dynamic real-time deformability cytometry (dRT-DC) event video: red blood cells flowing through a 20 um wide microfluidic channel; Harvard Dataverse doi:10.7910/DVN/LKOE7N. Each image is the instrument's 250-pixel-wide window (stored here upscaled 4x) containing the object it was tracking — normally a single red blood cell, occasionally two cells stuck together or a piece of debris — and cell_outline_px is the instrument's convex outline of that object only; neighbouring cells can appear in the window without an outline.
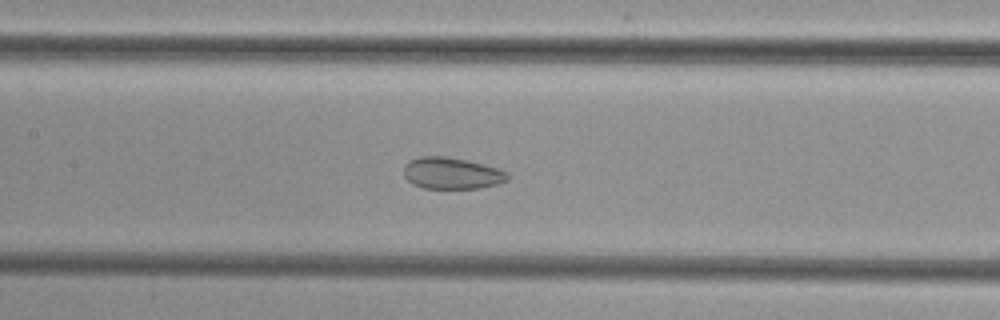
{"species": "common noctule bat (a hibernating species)", "species_latin": "Nyctalus noctula", "temperature_condition": "cold", "stored_images_in_passage": 51, "camera_frame_rate_fps": 3000, "um_per_image_px": 0.085, "animal": {"sex": "female", "body_mass_g": 29.2, "forearm_length_mm": 56.3}, "frame": {"image": 1, "passage_image": 24, "time_ms": 7.667, "image_size_px": [1000, 320], "cell_outline_px": [[508, 180], [496, 184], [480, 188], [424, 188], [412, 184], [404, 176], [404, 164], [408, 160], [420, 156], [444, 156], [468, 160], [484, 164], [496, 168], [504, 172], [508, 176]], "centroid_in_image_um": [38.34, 14.71], "position_along_channel_um": 169.1, "area_um2": 19.07}}
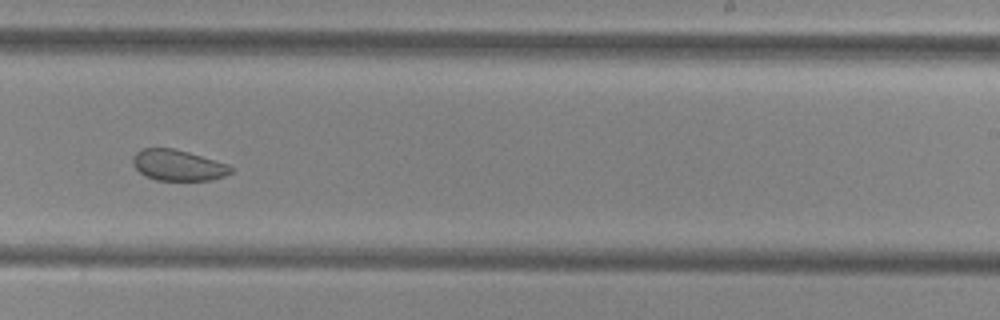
{"frame": {"image": 2, "passage_image": 32, "time_ms": 10.333, "image_size_px": [1000, 320], "cell_outline_px": [[236, 168], [232, 172], [224, 176], [212, 180], [156, 180], [144, 176], [132, 164], [132, 156], [140, 148], [172, 148], [188, 152], [228, 164]], "centroid_in_image_um": [15.12, 14.05], "position_along_channel_um": 273.9, "area_um2": 17.8}}
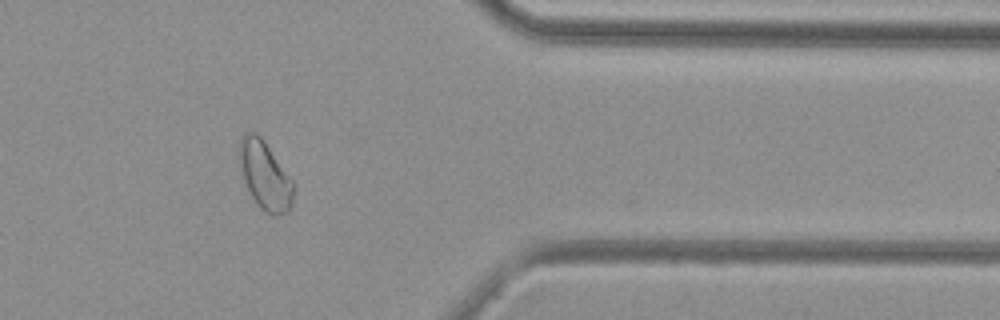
{"frame": {"image": 3, "passage_image": 42, "time_ms": 13.667, "image_size_px": [1000, 320], "cell_outline_px": [[296, 184], [292, 204], [288, 212], [276, 216], [272, 216], [260, 208], [256, 204], [244, 180], [240, 164], [240, 136], [244, 132], [256, 132], [264, 140]], "centroid_in_image_um": [22.57, 14.93], "position_along_channel_um": 388.8, "area_um2": 21.73}}